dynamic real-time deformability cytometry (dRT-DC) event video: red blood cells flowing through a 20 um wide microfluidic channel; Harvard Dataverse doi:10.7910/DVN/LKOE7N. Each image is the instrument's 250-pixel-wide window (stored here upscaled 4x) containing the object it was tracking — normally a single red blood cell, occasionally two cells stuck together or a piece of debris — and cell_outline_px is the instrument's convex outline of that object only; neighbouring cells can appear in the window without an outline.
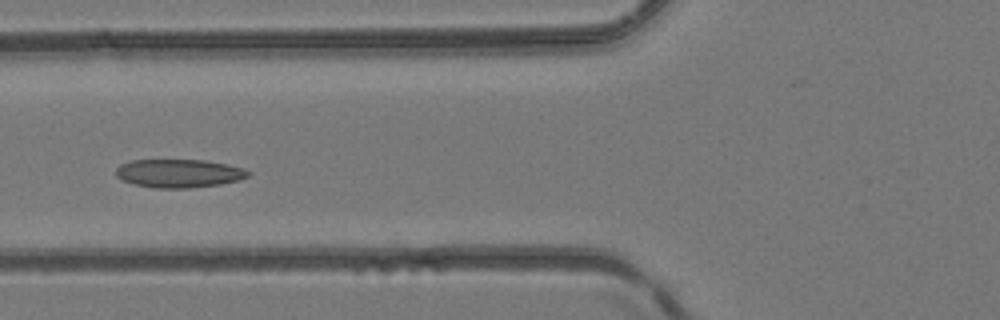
{"species": "common noctule bat (a hibernating species)", "species_latin": "Nyctalus noctula", "temperature_condition": "room temperature", "stored_images_in_passage": 5, "camera_frame_rate_fps": 3000, "um_per_image_px": 0.085, "animal": {"sex": "female", "body_mass_g": 24.6, "forearm_length_mm": 56.2}, "frame": {"image": 1, "passage_image": 4, "time_ms": 1.0, "image_size_px": [1000, 320], "cell_outline_px": [[252, 172], [248, 176], [236, 180], [220, 184], [188, 188], [156, 188], [136, 184], [124, 180], [116, 176], [116, 168], [120, 164], [132, 160], [204, 160], [244, 168]], "centroid_in_image_um": [15.2, 14.73], "position_along_channel_um": 110.6, "area_um2": 21.62}}
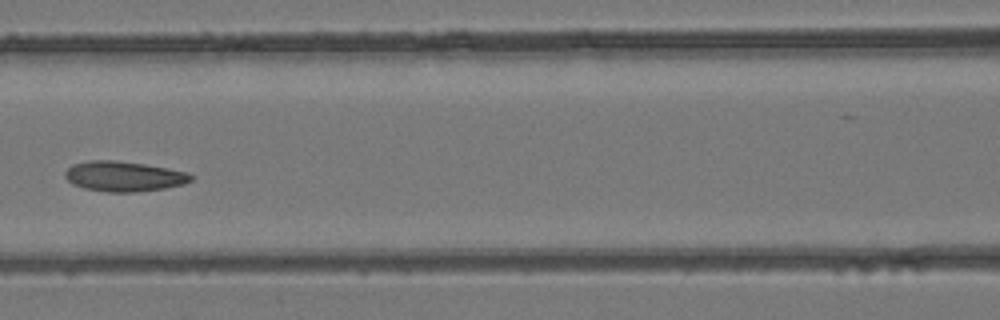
{"frame": {"image": 2, "passage_image": 5, "time_ms": 1.333, "image_size_px": [1000, 320], "cell_outline_px": [[196, 176], [192, 180], [184, 184], [164, 188], [132, 192], [108, 192], [84, 188], [72, 184], [64, 176], [64, 172], [72, 164], [88, 160], [112, 160], [144, 164], [168, 168], [188, 172]], "centroid_in_image_um": [10.53, 14.98], "position_along_channel_um": 156.1, "area_um2": 22.2}}